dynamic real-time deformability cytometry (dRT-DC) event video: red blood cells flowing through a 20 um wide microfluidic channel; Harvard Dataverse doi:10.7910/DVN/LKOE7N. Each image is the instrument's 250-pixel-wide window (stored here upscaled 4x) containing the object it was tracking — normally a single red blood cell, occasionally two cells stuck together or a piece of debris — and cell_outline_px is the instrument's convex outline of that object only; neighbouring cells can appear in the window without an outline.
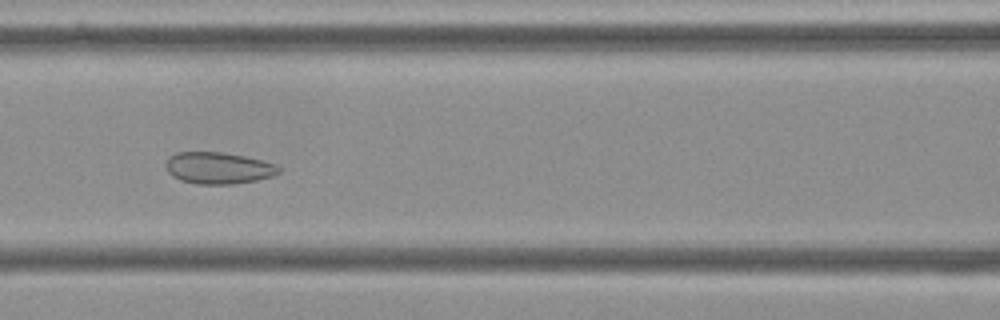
{"species": "Egyptian fruit bat (a non-hibernating species)", "species_latin": "Rousettus aegyptiacus", "temperature_condition": "cold", "stored_images_in_passage": 42, "camera_frame_rate_fps": 3000, "um_per_image_px": 0.085, "frame": {"image": 1, "passage_image": 11, "time_ms": 3.333, "image_size_px": [1000, 320], "cell_outline_px": [[280, 172], [272, 176], [256, 180], [232, 184], [196, 184], [180, 180], [172, 176], [168, 172], [164, 164], [168, 156], [176, 152], [220, 152], [244, 156], [276, 164], [280, 168]], "centroid_in_image_um": [18.51, 14.28], "position_along_channel_um": 148.1, "area_um2": 20.92}}
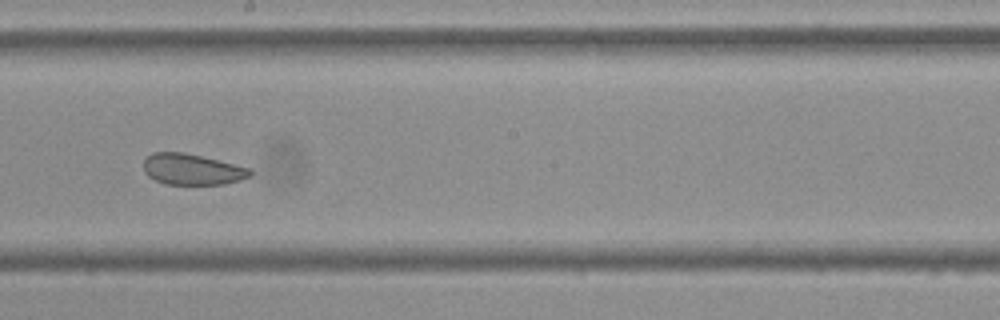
{"frame": {"image": 2, "passage_image": 18, "time_ms": 5.667, "image_size_px": [1000, 320], "cell_outline_px": [[252, 176], [240, 180], [224, 184], [164, 184], [148, 176], [144, 172], [144, 160], [152, 152], [184, 152], [252, 168]], "centroid_in_image_um": [16.35, 14.39], "position_along_channel_um": 231.9, "area_um2": 19.31}}
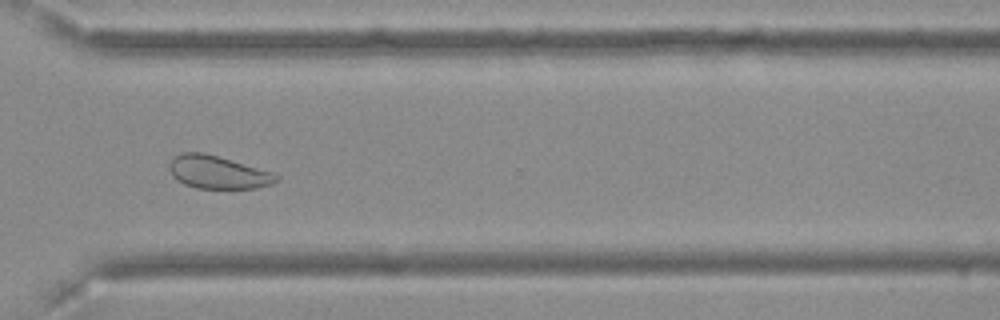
{"frame": {"image": 3, "passage_image": 28, "time_ms": 9.0, "image_size_px": [1000, 320], "cell_outline_px": [[280, 180], [272, 184], [256, 188], [196, 188], [184, 184], [176, 180], [172, 176], [168, 168], [168, 164], [180, 152], [204, 152], [272, 172], [280, 176]], "centroid_in_image_um": [18.5, 14.64], "position_along_channel_um": 352.1, "area_um2": 20.58}, "authors_computed_cell_mechanics": {"area_um2": 21.4438, "velocity_mm_per_s": 3.6036, "shape_relaxation_time_tau1_ms": null, "shape_relaxation_time_tau2_ms": 1.5895, "deformation_change_tau1": null, "deformation_change_tau2": 0.0659}}